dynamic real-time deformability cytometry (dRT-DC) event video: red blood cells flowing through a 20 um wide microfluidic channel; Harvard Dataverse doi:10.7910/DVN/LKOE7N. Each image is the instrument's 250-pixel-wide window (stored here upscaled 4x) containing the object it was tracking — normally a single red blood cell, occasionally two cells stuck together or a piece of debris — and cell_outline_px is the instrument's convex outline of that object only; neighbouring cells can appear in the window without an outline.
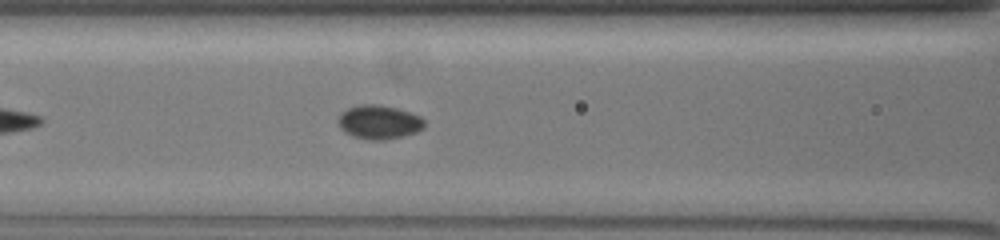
{"species": "common noctule bat (a hibernating species)", "species_latin": "Nyctalus noctula", "temperature_condition": "warm", "stored_images_in_passage": 15, "camera_frame_rate_fps": 3000, "um_per_image_px": 0.085, "animal": {"sex": "female", "body_mass_g": 19.5, "forearm_length_mm": 54.1}, "frame": {"image": 1, "passage_image": 9, "time_ms": 2.667, "image_size_px": [1000, 240], "cell_outline_px": [[424, 128], [416, 132], [404, 136], [384, 140], [368, 140], [352, 136], [344, 132], [340, 128], [336, 120], [348, 108], [360, 104], [380, 104], [396, 108], [420, 116], [424, 120]], "centroid_in_image_um": [32.2, 10.39], "position_along_channel_um": 134.4, "area_um2": 17.11}}
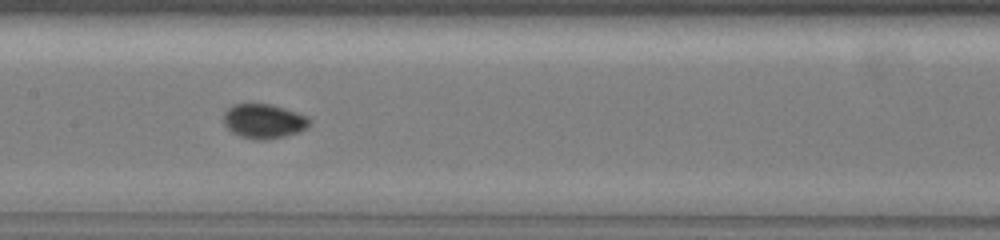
{"frame": {"image": 2, "passage_image": 13, "time_ms": 4.0, "image_size_px": [1000, 240], "cell_outline_px": [[312, 124], [308, 128], [284, 136], [264, 140], [256, 140], [240, 136], [232, 132], [224, 124], [224, 112], [232, 104], [272, 104], [308, 116]], "centroid_in_image_um": [22.43, 10.29], "position_along_channel_um": 185.0, "area_um2": 17.28}}